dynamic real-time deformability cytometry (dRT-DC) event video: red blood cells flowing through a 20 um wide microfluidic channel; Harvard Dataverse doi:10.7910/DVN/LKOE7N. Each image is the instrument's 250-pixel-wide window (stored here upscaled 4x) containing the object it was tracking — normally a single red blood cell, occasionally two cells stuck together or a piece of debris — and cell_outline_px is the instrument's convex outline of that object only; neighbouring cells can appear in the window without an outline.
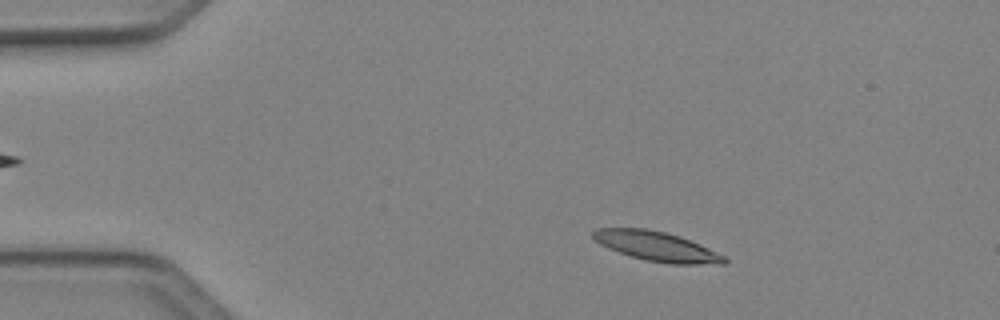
{"species": "Egyptian fruit bat (a non-hibernating species)", "species_latin": "Rousettus aegyptiacus", "temperature_condition": "cold", "stored_images_in_passage": 44, "camera_frame_rate_fps": 3000, "um_per_image_px": 0.085, "animal": {"sex": "female"}, "frame": {"image": 1, "passage_image": 3, "time_ms": 0.667, "image_size_px": [1000, 320], "cell_outline_px": [[728, 260], [724, 264], [668, 264], [644, 260], [608, 248], [600, 244], [592, 236], [592, 232], [596, 228], [648, 228], [680, 236], [700, 244], [724, 256]], "centroid_in_image_um": [55.82, 20.94], "position_along_channel_um": 29.2, "area_um2": 22.54}}
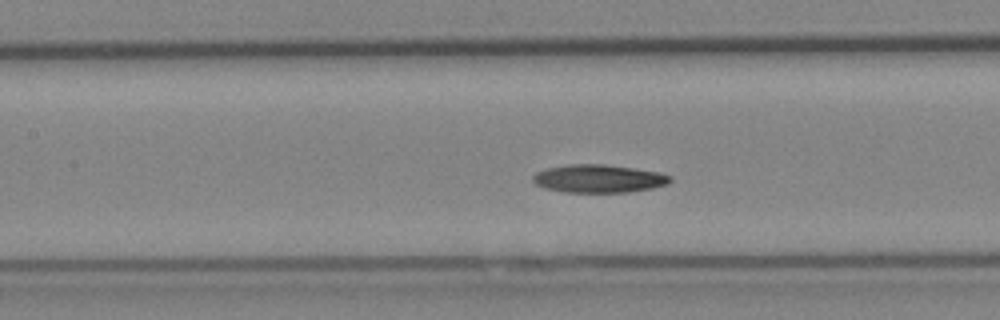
{"frame": {"image": 2, "passage_image": 17, "time_ms": 5.333, "image_size_px": [1000, 320], "cell_outline_px": [[672, 180], [668, 184], [652, 188], [628, 192], [564, 192], [544, 188], [536, 184], [532, 180], [532, 176], [536, 172], [548, 168], [568, 164], [604, 164], [660, 172], [672, 176]], "centroid_in_image_um": [50.89, 15.18], "position_along_channel_um": 156.5, "area_um2": 22.48}}
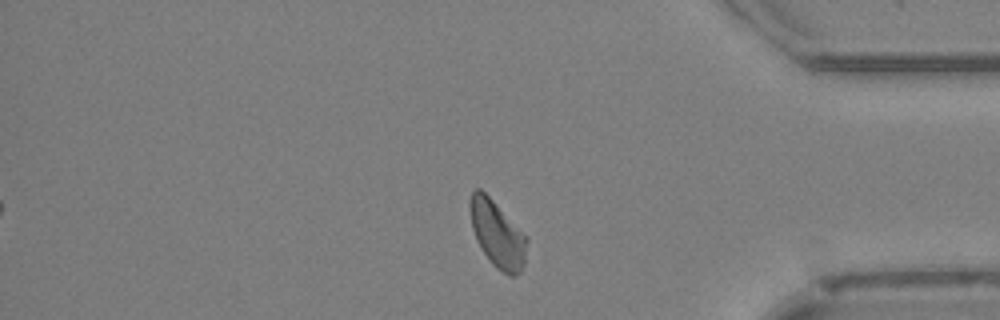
{"frame": {"image": 3, "passage_image": 36, "time_ms": 11.667, "image_size_px": [1000, 320], "cell_outline_px": [[528, 240], [524, 264], [520, 272], [516, 276], [508, 276], [496, 268], [492, 264], [476, 240], [472, 228], [468, 204], [472, 188], [480, 188], [492, 200]], "centroid_in_image_um": [42.23, 19.91], "position_along_channel_um": 393.0, "area_um2": 21.73}}